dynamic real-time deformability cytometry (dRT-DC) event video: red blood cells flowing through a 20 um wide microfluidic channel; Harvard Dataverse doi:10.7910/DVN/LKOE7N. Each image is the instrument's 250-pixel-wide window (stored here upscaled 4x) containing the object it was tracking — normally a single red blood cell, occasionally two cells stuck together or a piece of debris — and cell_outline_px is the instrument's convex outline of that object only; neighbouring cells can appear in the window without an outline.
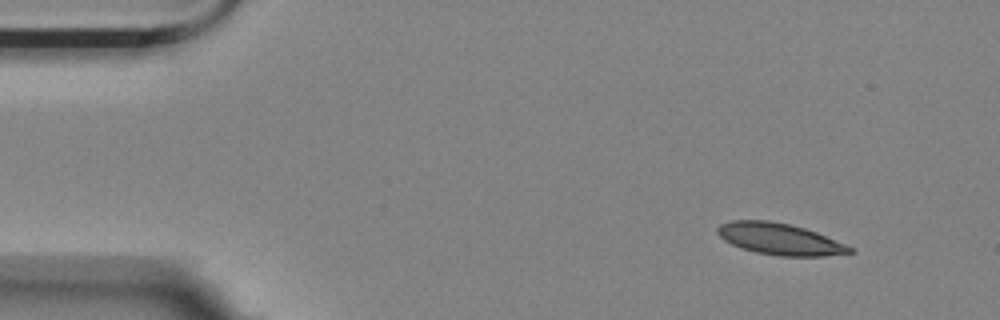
{"species": "Egyptian fruit bat (a non-hibernating species)", "species_latin": "Rousettus aegyptiacus", "temperature_condition": "room temperature", "stored_images_in_passage": 51, "camera_frame_rate_fps": 3000, "um_per_image_px": 0.085, "animal": {"sex": "female"}, "frame": {"image": 1, "passage_image": 1, "time_ms": 0.0, "image_size_px": [1000, 320], "cell_outline_px": [[856, 252], [824, 256], [780, 256], [756, 252], [740, 248], [724, 240], [716, 232], [716, 228], [720, 224], [732, 220], [768, 220], [788, 224], [804, 228], [816, 232], [844, 244], [852, 248]], "centroid_in_image_um": [66.24, 20.32], "position_along_channel_um": 18.8, "area_um2": 24.16}}
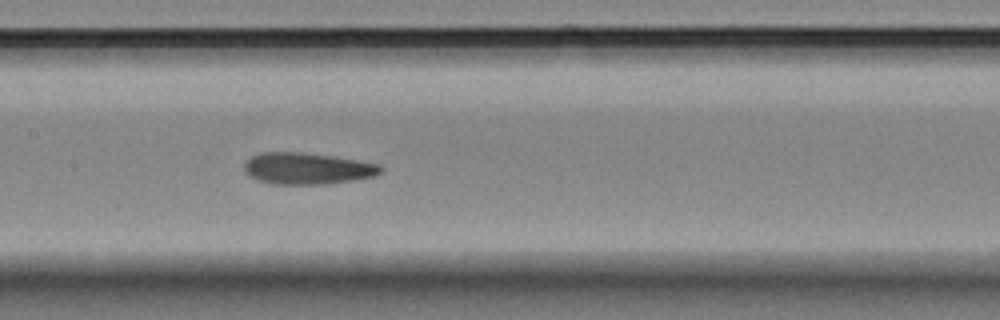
{"frame": {"image": 2, "passage_image": 22, "time_ms": 7.0, "image_size_px": [1000, 320], "cell_outline_px": [[384, 172], [376, 176], [356, 180], [328, 184], [272, 184], [260, 180], [244, 172], [244, 164], [252, 156], [260, 152], [304, 152], [332, 156], [380, 164], [384, 168]], "centroid_in_image_um": [26.18, 14.32], "position_along_channel_um": 181.2, "area_um2": 25.26}}
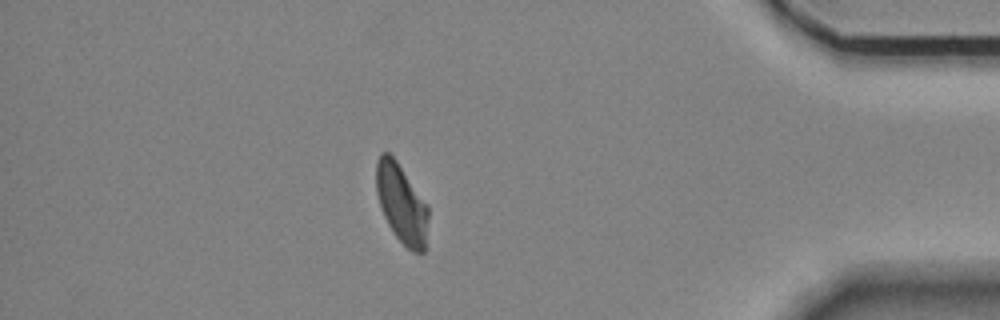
{"frame": {"image": 3, "passage_image": 44, "time_ms": 14.333, "image_size_px": [1000, 320], "cell_outline_px": [[428, 216], [424, 252], [412, 252], [396, 236], [388, 224], [380, 208], [376, 192], [376, 160], [380, 152], [388, 152], [396, 160], [428, 204]], "centroid_in_image_um": [34.11, 17.27], "position_along_channel_um": 401.1, "area_um2": 23.99}, "authors_computed_cell_mechanics": {"area_um2": 25.143, "velocity_mm_per_s": 3.5389, "shape_relaxation_time_tau1_ms": 7.9764, "shape_relaxation_time_tau2_ms": 3.1024, "deformation_change_tau1": 0.1739, "deformation_change_tau2": 0.1051}}